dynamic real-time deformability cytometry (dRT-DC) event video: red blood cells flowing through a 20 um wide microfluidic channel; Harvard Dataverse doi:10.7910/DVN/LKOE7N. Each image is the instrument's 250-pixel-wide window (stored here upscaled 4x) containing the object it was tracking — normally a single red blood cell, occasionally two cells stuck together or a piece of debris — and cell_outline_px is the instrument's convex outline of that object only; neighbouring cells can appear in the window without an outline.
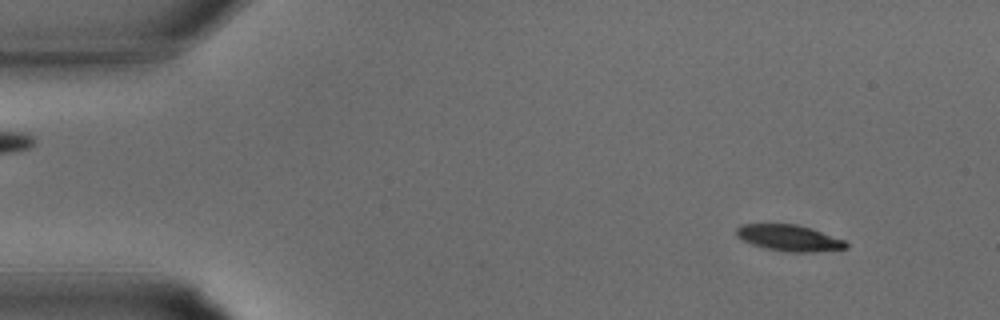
{"species": "common noctule bat (a hibernating species)", "species_latin": "Nyctalus noctula", "temperature_condition": "warm", "stored_images_in_passage": 33, "camera_frame_rate_fps": 3000, "um_per_image_px": 0.085, "animal": {"sex": "male", "body_mass_g": 15.6}, "frame": {"image": 1, "passage_image": 3, "time_ms": 0.667, "image_size_px": [1000, 320], "cell_outline_px": [[848, 248], [812, 252], [788, 252], [768, 248], [752, 244], [736, 236], [736, 228], [740, 224], [796, 224], [812, 228], [844, 240], [848, 244]], "centroid_in_image_um": [67.08, 20.22], "position_along_channel_um": 17.9, "area_um2": 16.65}}
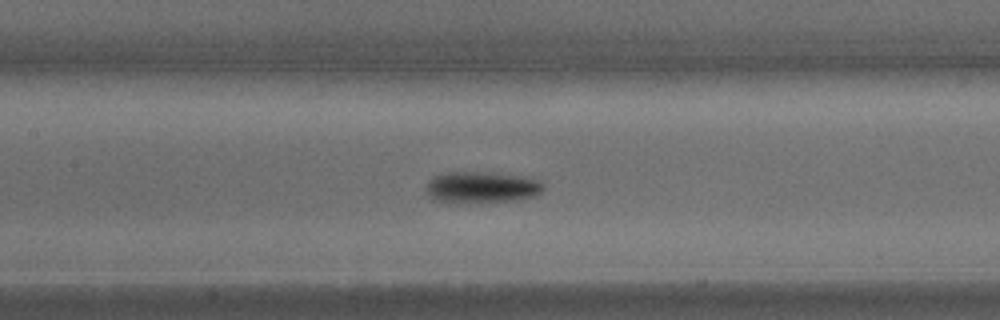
{"frame": {"image": 2, "passage_image": 15, "time_ms": 4.667, "image_size_px": [1000, 320], "cell_outline_px": [[544, 188], [536, 196], [516, 200], [476, 204], [464, 204], [436, 200], [428, 196], [424, 192], [424, 188], [428, 180], [432, 176], [448, 172], [488, 172], [524, 176], [540, 180], [544, 184]], "centroid_in_image_um": [40.91, 15.94], "position_along_channel_um": 166.5, "area_um2": 22.31}}
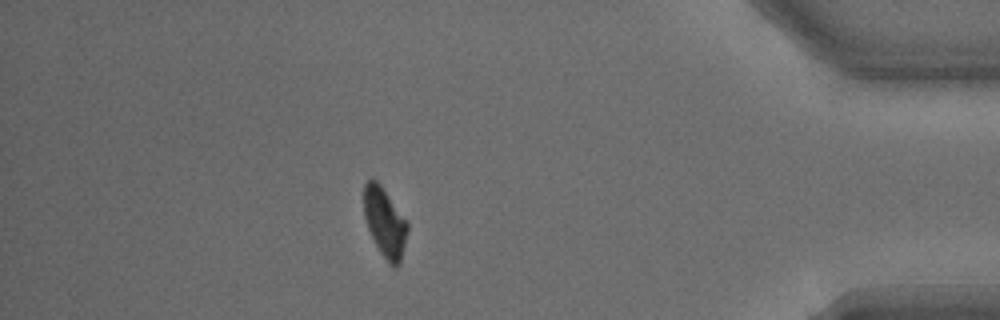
{"frame": {"image": 3, "passage_image": 29, "time_ms": 9.333, "image_size_px": [1000, 320], "cell_outline_px": [[408, 228], [400, 264], [396, 268], [392, 268], [388, 264], [380, 252], [368, 228], [364, 216], [364, 184], [368, 180], [376, 180], [380, 184], [408, 220]], "centroid_in_image_um": [32.73, 18.93], "position_along_channel_um": 402.5, "area_um2": 17.69}}